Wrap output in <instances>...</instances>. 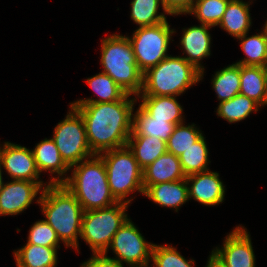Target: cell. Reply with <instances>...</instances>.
<instances>
[{"instance_id": "1", "label": "cell", "mask_w": 267, "mask_h": 267, "mask_svg": "<svg viewBox=\"0 0 267 267\" xmlns=\"http://www.w3.org/2000/svg\"><path fill=\"white\" fill-rule=\"evenodd\" d=\"M131 96L133 98H131ZM134 95L105 103H69L83 118L90 150L102 152L126 146L133 130Z\"/></svg>"}, {"instance_id": "2", "label": "cell", "mask_w": 267, "mask_h": 267, "mask_svg": "<svg viewBox=\"0 0 267 267\" xmlns=\"http://www.w3.org/2000/svg\"><path fill=\"white\" fill-rule=\"evenodd\" d=\"M45 221L56 232L66 248L79 252L84 210L76 197L63 184H48L39 201Z\"/></svg>"}, {"instance_id": "3", "label": "cell", "mask_w": 267, "mask_h": 267, "mask_svg": "<svg viewBox=\"0 0 267 267\" xmlns=\"http://www.w3.org/2000/svg\"><path fill=\"white\" fill-rule=\"evenodd\" d=\"M63 185L76 197L84 211L106 208L118 201L110 191L107 171L100 155L93 156L70 168Z\"/></svg>"}, {"instance_id": "4", "label": "cell", "mask_w": 267, "mask_h": 267, "mask_svg": "<svg viewBox=\"0 0 267 267\" xmlns=\"http://www.w3.org/2000/svg\"><path fill=\"white\" fill-rule=\"evenodd\" d=\"M201 81V71L182 56L169 55L142 77V90L138 96H176Z\"/></svg>"}, {"instance_id": "5", "label": "cell", "mask_w": 267, "mask_h": 267, "mask_svg": "<svg viewBox=\"0 0 267 267\" xmlns=\"http://www.w3.org/2000/svg\"><path fill=\"white\" fill-rule=\"evenodd\" d=\"M103 73L110 76L127 94L138 96L142 90L143 74L138 69L128 35L110 34L101 41Z\"/></svg>"}, {"instance_id": "6", "label": "cell", "mask_w": 267, "mask_h": 267, "mask_svg": "<svg viewBox=\"0 0 267 267\" xmlns=\"http://www.w3.org/2000/svg\"><path fill=\"white\" fill-rule=\"evenodd\" d=\"M105 164L110 191L118 202L131 204L134 192L144 194L143 170L139 167L128 146L99 154Z\"/></svg>"}, {"instance_id": "7", "label": "cell", "mask_w": 267, "mask_h": 267, "mask_svg": "<svg viewBox=\"0 0 267 267\" xmlns=\"http://www.w3.org/2000/svg\"><path fill=\"white\" fill-rule=\"evenodd\" d=\"M128 206L117 202L106 208L84 211L80 239L88 244L92 254H103L108 250L113 236L130 217Z\"/></svg>"}, {"instance_id": "8", "label": "cell", "mask_w": 267, "mask_h": 267, "mask_svg": "<svg viewBox=\"0 0 267 267\" xmlns=\"http://www.w3.org/2000/svg\"><path fill=\"white\" fill-rule=\"evenodd\" d=\"M130 40L138 69L143 74L165 59L171 44L172 35L176 29H172L168 20L156 25L137 27Z\"/></svg>"}, {"instance_id": "9", "label": "cell", "mask_w": 267, "mask_h": 267, "mask_svg": "<svg viewBox=\"0 0 267 267\" xmlns=\"http://www.w3.org/2000/svg\"><path fill=\"white\" fill-rule=\"evenodd\" d=\"M52 136L62 160L69 168L94 155L88 144L83 118L72 106L65 118L55 126Z\"/></svg>"}, {"instance_id": "10", "label": "cell", "mask_w": 267, "mask_h": 267, "mask_svg": "<svg viewBox=\"0 0 267 267\" xmlns=\"http://www.w3.org/2000/svg\"><path fill=\"white\" fill-rule=\"evenodd\" d=\"M139 228L129 218L113 236L108 250L114 253L112 259L121 264L126 263L129 267H144L150 265L154 244L145 240Z\"/></svg>"}, {"instance_id": "11", "label": "cell", "mask_w": 267, "mask_h": 267, "mask_svg": "<svg viewBox=\"0 0 267 267\" xmlns=\"http://www.w3.org/2000/svg\"><path fill=\"white\" fill-rule=\"evenodd\" d=\"M250 236L244 225H238L226 235L223 245L215 247L211 254L224 267H255L256 255Z\"/></svg>"}, {"instance_id": "12", "label": "cell", "mask_w": 267, "mask_h": 267, "mask_svg": "<svg viewBox=\"0 0 267 267\" xmlns=\"http://www.w3.org/2000/svg\"><path fill=\"white\" fill-rule=\"evenodd\" d=\"M48 184V182L27 180L4 181L0 190V216L21 214L34 202V199L39 204L42 192Z\"/></svg>"}, {"instance_id": "13", "label": "cell", "mask_w": 267, "mask_h": 267, "mask_svg": "<svg viewBox=\"0 0 267 267\" xmlns=\"http://www.w3.org/2000/svg\"><path fill=\"white\" fill-rule=\"evenodd\" d=\"M0 144V165L11 180L44 182L36 167L31 149L9 141Z\"/></svg>"}, {"instance_id": "14", "label": "cell", "mask_w": 267, "mask_h": 267, "mask_svg": "<svg viewBox=\"0 0 267 267\" xmlns=\"http://www.w3.org/2000/svg\"><path fill=\"white\" fill-rule=\"evenodd\" d=\"M189 200L194 199L205 206H217L225 200L226 186L219 173L210 169L186 177Z\"/></svg>"}, {"instance_id": "15", "label": "cell", "mask_w": 267, "mask_h": 267, "mask_svg": "<svg viewBox=\"0 0 267 267\" xmlns=\"http://www.w3.org/2000/svg\"><path fill=\"white\" fill-rule=\"evenodd\" d=\"M212 28L204 24L183 28L179 43L183 55L185 54L182 57L201 71V81L205 72V68L201 62L204 58L206 59L211 55L212 38L209 29Z\"/></svg>"}, {"instance_id": "16", "label": "cell", "mask_w": 267, "mask_h": 267, "mask_svg": "<svg viewBox=\"0 0 267 267\" xmlns=\"http://www.w3.org/2000/svg\"><path fill=\"white\" fill-rule=\"evenodd\" d=\"M36 167L41 175L49 172V184H63L68 178L70 168L64 163L52 138H45L32 149ZM55 177H54V175Z\"/></svg>"}, {"instance_id": "17", "label": "cell", "mask_w": 267, "mask_h": 267, "mask_svg": "<svg viewBox=\"0 0 267 267\" xmlns=\"http://www.w3.org/2000/svg\"><path fill=\"white\" fill-rule=\"evenodd\" d=\"M144 187V196L159 206L172 208L175 212L189 201L188 184L185 179Z\"/></svg>"}, {"instance_id": "18", "label": "cell", "mask_w": 267, "mask_h": 267, "mask_svg": "<svg viewBox=\"0 0 267 267\" xmlns=\"http://www.w3.org/2000/svg\"><path fill=\"white\" fill-rule=\"evenodd\" d=\"M179 157L166 152L143 169V186L185 179Z\"/></svg>"}, {"instance_id": "19", "label": "cell", "mask_w": 267, "mask_h": 267, "mask_svg": "<svg viewBox=\"0 0 267 267\" xmlns=\"http://www.w3.org/2000/svg\"><path fill=\"white\" fill-rule=\"evenodd\" d=\"M139 105L154 119L166 120L172 124L185 122L183 106L176 96H137Z\"/></svg>"}, {"instance_id": "20", "label": "cell", "mask_w": 267, "mask_h": 267, "mask_svg": "<svg viewBox=\"0 0 267 267\" xmlns=\"http://www.w3.org/2000/svg\"><path fill=\"white\" fill-rule=\"evenodd\" d=\"M253 0L245 2L243 0L229 1L227 9L222 16L218 26L229 35L238 39L245 33H249L252 26L250 5Z\"/></svg>"}, {"instance_id": "21", "label": "cell", "mask_w": 267, "mask_h": 267, "mask_svg": "<svg viewBox=\"0 0 267 267\" xmlns=\"http://www.w3.org/2000/svg\"><path fill=\"white\" fill-rule=\"evenodd\" d=\"M126 145L142 170L167 152L166 142L155 136L130 135Z\"/></svg>"}, {"instance_id": "22", "label": "cell", "mask_w": 267, "mask_h": 267, "mask_svg": "<svg viewBox=\"0 0 267 267\" xmlns=\"http://www.w3.org/2000/svg\"><path fill=\"white\" fill-rule=\"evenodd\" d=\"M58 249L26 243L13 256L17 267H57Z\"/></svg>"}, {"instance_id": "23", "label": "cell", "mask_w": 267, "mask_h": 267, "mask_svg": "<svg viewBox=\"0 0 267 267\" xmlns=\"http://www.w3.org/2000/svg\"><path fill=\"white\" fill-rule=\"evenodd\" d=\"M240 94L267 106V89L262 66L240 65Z\"/></svg>"}, {"instance_id": "24", "label": "cell", "mask_w": 267, "mask_h": 267, "mask_svg": "<svg viewBox=\"0 0 267 267\" xmlns=\"http://www.w3.org/2000/svg\"><path fill=\"white\" fill-rule=\"evenodd\" d=\"M175 126L176 124L166 122V120L154 119L138 105L135 113H133V130L131 135L155 136L167 142Z\"/></svg>"}, {"instance_id": "25", "label": "cell", "mask_w": 267, "mask_h": 267, "mask_svg": "<svg viewBox=\"0 0 267 267\" xmlns=\"http://www.w3.org/2000/svg\"><path fill=\"white\" fill-rule=\"evenodd\" d=\"M87 85L94 91L97 99L83 98L72 103H105L121 100L127 93L119 87L106 73L98 74L86 79Z\"/></svg>"}, {"instance_id": "26", "label": "cell", "mask_w": 267, "mask_h": 267, "mask_svg": "<svg viewBox=\"0 0 267 267\" xmlns=\"http://www.w3.org/2000/svg\"><path fill=\"white\" fill-rule=\"evenodd\" d=\"M212 77V89L219 103L230 100L240 93V65L232 63L216 71Z\"/></svg>"}, {"instance_id": "27", "label": "cell", "mask_w": 267, "mask_h": 267, "mask_svg": "<svg viewBox=\"0 0 267 267\" xmlns=\"http://www.w3.org/2000/svg\"><path fill=\"white\" fill-rule=\"evenodd\" d=\"M215 111L217 116L228 123L235 124L245 120L251 113L257 112L261 106L249 97L237 94L232 99L218 103Z\"/></svg>"}, {"instance_id": "28", "label": "cell", "mask_w": 267, "mask_h": 267, "mask_svg": "<svg viewBox=\"0 0 267 267\" xmlns=\"http://www.w3.org/2000/svg\"><path fill=\"white\" fill-rule=\"evenodd\" d=\"M131 20L139 27L152 26L167 21L170 15L163 8L161 0H132L130 2ZM162 7L163 12H158Z\"/></svg>"}, {"instance_id": "29", "label": "cell", "mask_w": 267, "mask_h": 267, "mask_svg": "<svg viewBox=\"0 0 267 267\" xmlns=\"http://www.w3.org/2000/svg\"><path fill=\"white\" fill-rule=\"evenodd\" d=\"M248 34L245 33L237 39L240 41V48L245 58L235 63L245 66H263L267 61V39L261 31L251 36Z\"/></svg>"}, {"instance_id": "30", "label": "cell", "mask_w": 267, "mask_h": 267, "mask_svg": "<svg viewBox=\"0 0 267 267\" xmlns=\"http://www.w3.org/2000/svg\"><path fill=\"white\" fill-rule=\"evenodd\" d=\"M206 137L202 135L193 143L180 157V163L185 176L200 173L209 170V149L207 147Z\"/></svg>"}, {"instance_id": "31", "label": "cell", "mask_w": 267, "mask_h": 267, "mask_svg": "<svg viewBox=\"0 0 267 267\" xmlns=\"http://www.w3.org/2000/svg\"><path fill=\"white\" fill-rule=\"evenodd\" d=\"M185 122L175 126L167 144V152L180 157L187 149L193 146L202 135V130L192 123L185 125Z\"/></svg>"}, {"instance_id": "32", "label": "cell", "mask_w": 267, "mask_h": 267, "mask_svg": "<svg viewBox=\"0 0 267 267\" xmlns=\"http://www.w3.org/2000/svg\"><path fill=\"white\" fill-rule=\"evenodd\" d=\"M228 3V0H195L187 14L194 15L200 24L215 28L222 19Z\"/></svg>"}, {"instance_id": "33", "label": "cell", "mask_w": 267, "mask_h": 267, "mask_svg": "<svg viewBox=\"0 0 267 267\" xmlns=\"http://www.w3.org/2000/svg\"><path fill=\"white\" fill-rule=\"evenodd\" d=\"M151 262V267H194L196 264L193 258L185 259L172 244H154Z\"/></svg>"}, {"instance_id": "34", "label": "cell", "mask_w": 267, "mask_h": 267, "mask_svg": "<svg viewBox=\"0 0 267 267\" xmlns=\"http://www.w3.org/2000/svg\"><path fill=\"white\" fill-rule=\"evenodd\" d=\"M27 239L26 243L51 248H60L61 243L56 232L44 219L31 226Z\"/></svg>"}, {"instance_id": "35", "label": "cell", "mask_w": 267, "mask_h": 267, "mask_svg": "<svg viewBox=\"0 0 267 267\" xmlns=\"http://www.w3.org/2000/svg\"><path fill=\"white\" fill-rule=\"evenodd\" d=\"M163 8L170 16L186 15L195 0H161Z\"/></svg>"}, {"instance_id": "36", "label": "cell", "mask_w": 267, "mask_h": 267, "mask_svg": "<svg viewBox=\"0 0 267 267\" xmlns=\"http://www.w3.org/2000/svg\"><path fill=\"white\" fill-rule=\"evenodd\" d=\"M82 267H124L118 260L103 254H92V256L81 263Z\"/></svg>"}, {"instance_id": "37", "label": "cell", "mask_w": 267, "mask_h": 267, "mask_svg": "<svg viewBox=\"0 0 267 267\" xmlns=\"http://www.w3.org/2000/svg\"><path fill=\"white\" fill-rule=\"evenodd\" d=\"M208 257L209 258L207 260L205 267H224L221 264V262L215 256H213L211 253Z\"/></svg>"}, {"instance_id": "38", "label": "cell", "mask_w": 267, "mask_h": 267, "mask_svg": "<svg viewBox=\"0 0 267 267\" xmlns=\"http://www.w3.org/2000/svg\"><path fill=\"white\" fill-rule=\"evenodd\" d=\"M262 70H263V73H264V79H265V84H266V89H267V61L262 66Z\"/></svg>"}, {"instance_id": "39", "label": "cell", "mask_w": 267, "mask_h": 267, "mask_svg": "<svg viewBox=\"0 0 267 267\" xmlns=\"http://www.w3.org/2000/svg\"><path fill=\"white\" fill-rule=\"evenodd\" d=\"M262 28H261V32L263 33V35L267 39V20L265 21V24L262 26Z\"/></svg>"}, {"instance_id": "40", "label": "cell", "mask_w": 267, "mask_h": 267, "mask_svg": "<svg viewBox=\"0 0 267 267\" xmlns=\"http://www.w3.org/2000/svg\"><path fill=\"white\" fill-rule=\"evenodd\" d=\"M3 170L1 169V165H0V190H1V187H2V185H3V182H4V180H3Z\"/></svg>"}]
</instances>
